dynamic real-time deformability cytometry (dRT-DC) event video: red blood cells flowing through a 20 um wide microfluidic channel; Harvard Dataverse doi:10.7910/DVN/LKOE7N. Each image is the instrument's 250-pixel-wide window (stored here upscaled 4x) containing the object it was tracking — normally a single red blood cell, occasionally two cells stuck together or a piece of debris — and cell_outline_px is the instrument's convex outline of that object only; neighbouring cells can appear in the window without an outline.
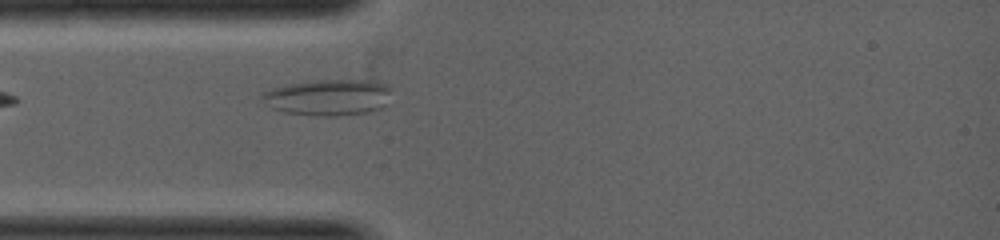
{"species": "common noctule bat (a hibernating species)", "species_latin": "Nyctalus noctula", "temperature_condition": "warm", "stored_images_in_passage": 1, "camera_frame_rate_fps": 5000, "um_per_image_px": 0.085, "animal": {"sex": "female", "body_mass_g": 19.0, "forearm_length_mm": 53.3}, "frame": {"image": 1, "passage_image": 1, "time_ms": 0.0, "image_size_px": [1000, 240], "cell_outline_px": [[392, 88], [384, 104], [380, 108], [368, 112], [336, 116], [312, 116], [284, 112], [272, 108], [260, 96], [264, 92], [272, 88], [288, 84], [316, 80], [364, 80], [388, 84]], "centroid_in_image_um": [27.89, 8.27], "position_along_channel_um": 57.1, "area_um2": 27.17}}